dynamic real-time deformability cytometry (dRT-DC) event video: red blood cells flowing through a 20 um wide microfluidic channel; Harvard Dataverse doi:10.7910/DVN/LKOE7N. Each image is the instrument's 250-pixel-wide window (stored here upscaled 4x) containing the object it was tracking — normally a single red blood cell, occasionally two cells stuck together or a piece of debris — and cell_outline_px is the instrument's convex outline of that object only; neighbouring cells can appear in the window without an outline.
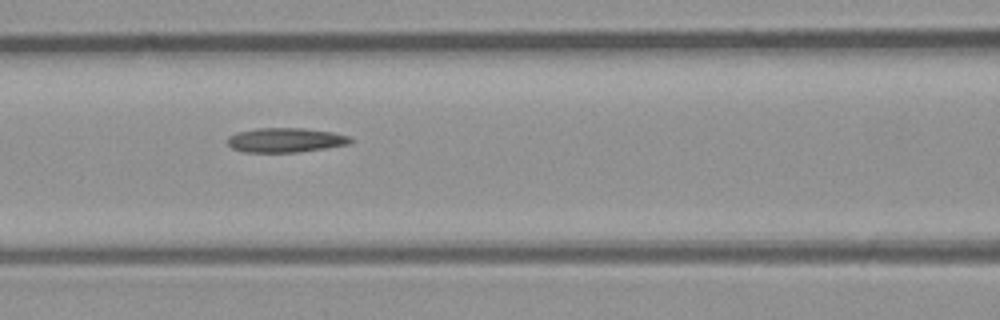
{"species": "common noctule bat (a hibernating species)", "species_latin": "Nyctalus noctula", "temperature_condition": "room temperature", "stored_images_in_passage": 9, "camera_frame_rate_fps": 3000, "um_per_image_px": 0.085, "animal": {"sex": "male", "body_mass_g": 23.1, "forearm_length_mm": 52.7}, "frame": {"image": 1, "passage_image": 7, "time_ms": 7.0, "image_size_px": [1000, 320], "cell_outline_px": [[352, 140], [348, 144], [324, 148], [296, 152], [244, 152], [232, 148], [228, 144], [228, 136], [236, 132], [256, 128], [304, 128], [332, 132], [348, 136]], "centroid_in_image_um": [24.22, 11.9], "position_along_channel_um": 142.4, "area_um2": 17.4}}
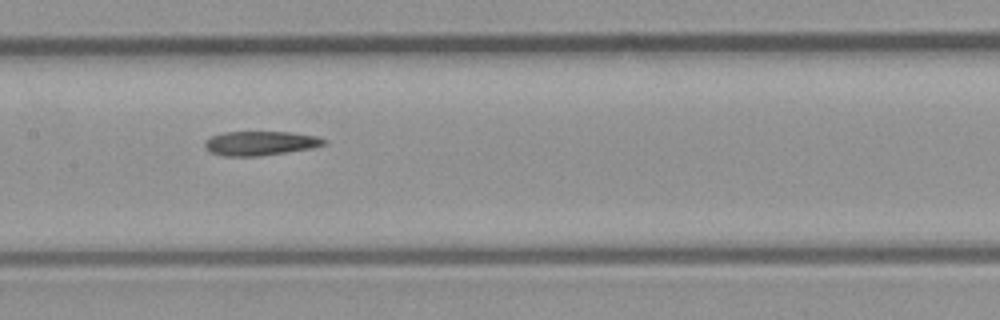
{"frame": {"image": 2, "passage_image": 8, "time_ms": 8.0, "image_size_px": [1000, 320], "cell_outline_px": [[328, 144], [312, 148], [260, 156], [224, 156], [208, 152], [204, 148], [204, 140], [212, 136], [224, 132], [288, 132], [316, 136], [324, 140]], "centroid_in_image_um": [22.07, 12.18], "position_along_channel_um": 185.3, "area_um2": 16.88}}
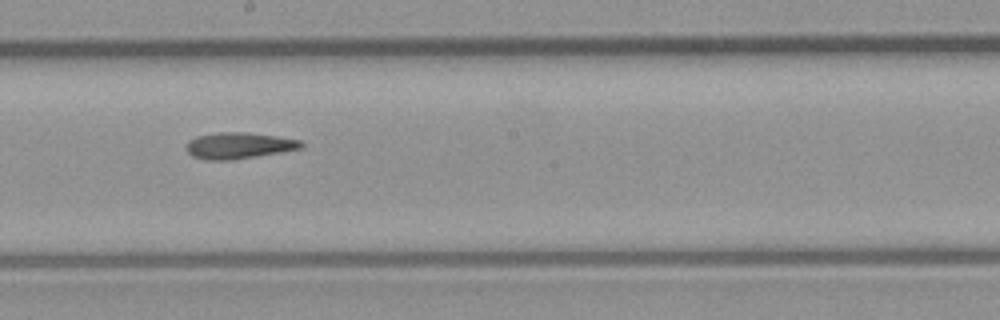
{"frame": {"image": 3, "passage_image": 9, "time_ms": 9.0, "image_size_px": [1000, 320], "cell_outline_px": [[304, 148], [232, 160], [208, 160], [192, 156], [188, 152], [188, 144], [192, 140], [200, 136], [220, 132], [244, 132], [276, 136], [300, 140], [304, 144]], "centroid_in_image_um": [20.37, 12.38], "position_along_channel_um": 227.8, "area_um2": 17.22}}